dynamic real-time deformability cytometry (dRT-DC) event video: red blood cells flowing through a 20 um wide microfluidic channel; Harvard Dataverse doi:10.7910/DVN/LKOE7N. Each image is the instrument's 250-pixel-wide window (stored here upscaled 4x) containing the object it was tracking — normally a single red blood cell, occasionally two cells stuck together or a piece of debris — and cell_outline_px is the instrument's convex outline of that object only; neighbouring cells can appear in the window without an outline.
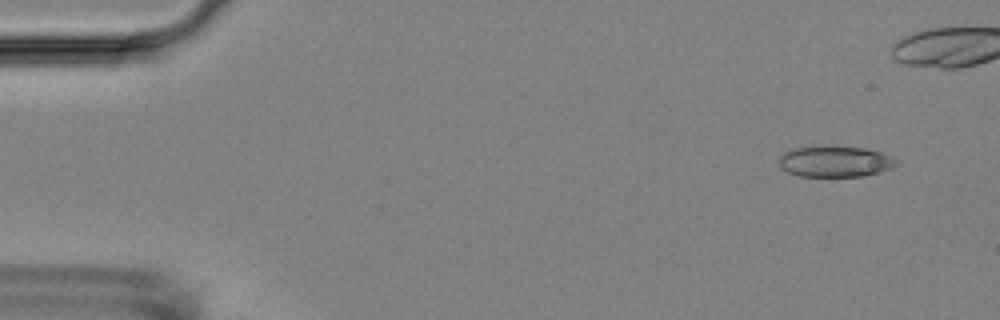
{"species": "Egyptian fruit bat (a non-hibernating species)", "species_latin": "Rousettus aegyptiacus", "temperature_condition": "room temperature", "stored_images_in_passage": 10, "camera_frame_rate_fps": 3000, "um_per_image_px": 0.085, "animal": {"sex": "female"}, "frame": {"image": 1, "passage_image": 2, "time_ms": 1.0, "image_size_px": [1000, 320], "cell_outline_px": [[900, 164], [892, 168], [880, 172], [864, 176], [800, 176], [788, 172], [780, 168], [780, 156], [784, 152], [792, 148], [864, 148], [880, 152], [892, 156], [900, 160]], "centroid_in_image_um": [71.05, 13.76], "position_along_channel_um": 13.9, "area_um2": 20.81}}
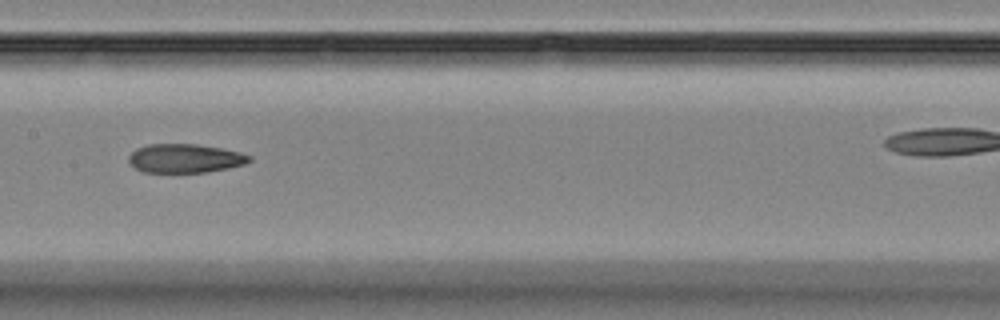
{"frame": {"image": 2, "passage_image": 9, "time_ms": 9.0, "image_size_px": [1000, 320], "cell_outline_px": [[252, 160], [244, 164], [228, 168], [204, 172], [144, 172], [136, 168], [128, 160], [128, 156], [136, 148], [148, 144], [196, 144], [220, 148], [240, 152], [252, 156]], "centroid_in_image_um": [15.73, 13.45], "position_along_channel_um": 191.7, "area_um2": 20.17}}